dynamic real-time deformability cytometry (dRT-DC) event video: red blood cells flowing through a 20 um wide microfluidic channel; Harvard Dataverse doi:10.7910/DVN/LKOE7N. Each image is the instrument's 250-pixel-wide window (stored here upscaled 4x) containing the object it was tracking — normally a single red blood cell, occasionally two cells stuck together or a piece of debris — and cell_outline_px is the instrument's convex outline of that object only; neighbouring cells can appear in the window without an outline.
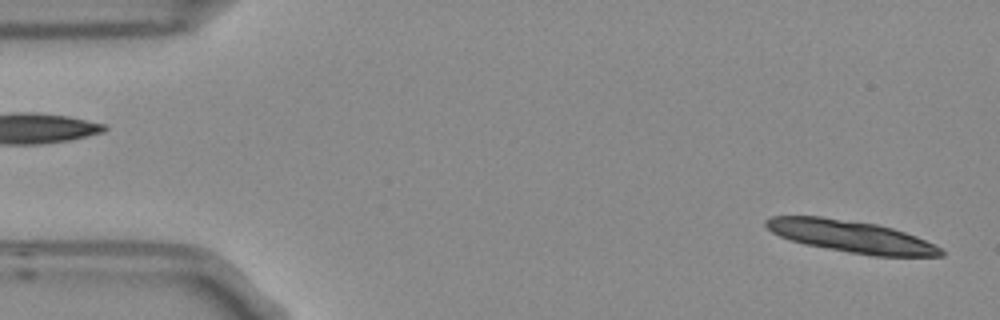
{"species": "Egyptian fruit bat (a non-hibernating species)", "species_latin": "Rousettus aegyptiacus", "temperature_condition": "room temperature", "stored_images_in_passage": 2, "camera_frame_rate_fps": 3000, "um_per_image_px": 0.085, "frame": {"image": 1, "passage_image": 2, "time_ms": 0.333, "image_size_px": [1000, 320], "cell_outline_px": [[944, 256], [872, 256], [848, 252], [804, 244], [780, 236], [772, 232], [764, 224], [764, 220], [772, 216], [820, 216], [876, 224], [892, 228], [916, 236], [940, 248], [944, 252]], "centroid_in_image_um": [72.32, 20.1], "position_along_channel_um": 12.7, "area_um2": 32.31}}